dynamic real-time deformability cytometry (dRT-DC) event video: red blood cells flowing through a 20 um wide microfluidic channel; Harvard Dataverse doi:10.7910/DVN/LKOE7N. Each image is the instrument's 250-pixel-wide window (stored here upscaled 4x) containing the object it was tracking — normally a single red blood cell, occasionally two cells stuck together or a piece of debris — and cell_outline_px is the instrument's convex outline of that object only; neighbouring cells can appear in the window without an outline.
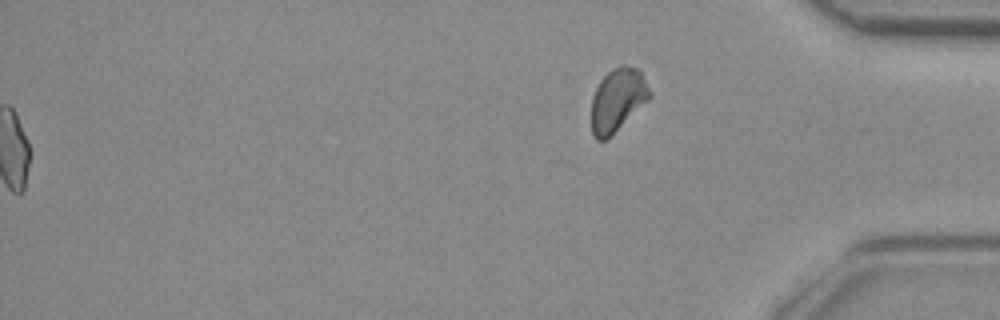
{"species": "common noctule bat (a hibernating species)", "species_latin": "Nyctalus noctula", "temperature_condition": "room temperature", "stored_images_in_passage": 40, "segment_of_instrument_passage": [2, 2], "camera_frame_rate_fps": 3000, "um_per_image_px": 0.085, "animal": {"sex": "female", "body_mass_g": 29.2, "forearm_length_mm": 56.3}, "frame": {"image": 1, "passage_image": 40, "time_ms": 13.0, "image_size_px": [1000, 320], "cell_outline_px": [[652, 96], [648, 100], [604, 140], [596, 140], [592, 132], [592, 96], [600, 80], [612, 68], [620, 64], [624, 64], [636, 68], [640, 72], [652, 92]], "centroid_in_image_um": [52.49, 8.44], "position_along_channel_um": 382.7, "area_um2": 20.98}}